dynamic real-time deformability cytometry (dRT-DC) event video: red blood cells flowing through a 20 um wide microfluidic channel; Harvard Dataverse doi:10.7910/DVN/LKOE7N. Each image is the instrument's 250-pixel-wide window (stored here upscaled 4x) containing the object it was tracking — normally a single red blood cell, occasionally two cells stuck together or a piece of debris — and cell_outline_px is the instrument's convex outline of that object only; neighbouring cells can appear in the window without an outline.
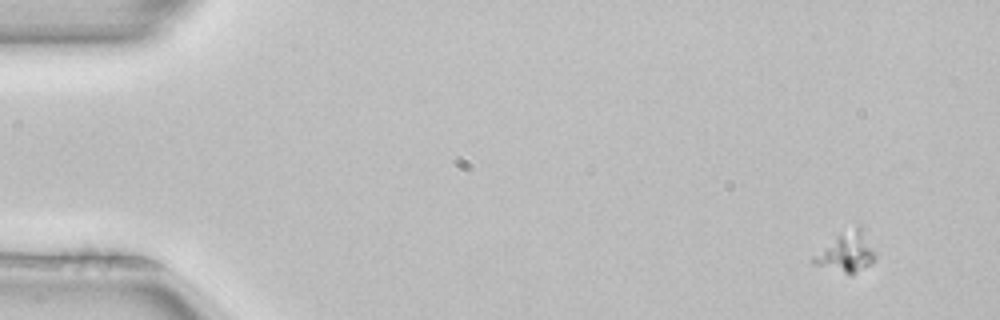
{"species": "common noctule bat (a hibernating species)", "species_latin": "Nyctalus noctula", "temperature_condition": "room temperature", "stored_images_in_passage": 4, "camera_frame_rate_fps": 3000, "um_per_image_px": 0.085, "animal": {"sex": "female", "body_mass_g": 22.7, "forearm_length_mm": 54.2}, "frame": {"image": 1, "passage_image": 1, "time_ms": 0.0, "image_size_px": [1000, 320], "cell_outline_px": [[876, 260], [852, 276], [848, 276], [816, 264], [812, 260], [812, 256], [836, 236], [856, 224], [860, 224], [876, 252]], "centroid_in_image_um": [72.0, 21.45], "position_along_channel_um": 13.0, "area_um2": 14.57}}
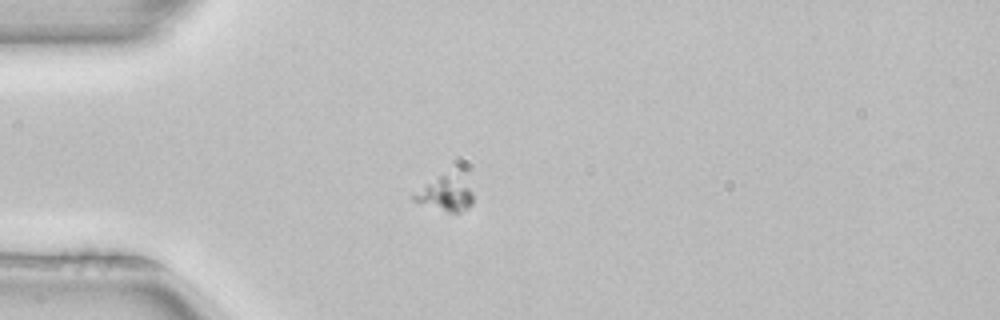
{"frame": {"image": 2, "passage_image": 3, "time_ms": 0.667, "image_size_px": [1000, 320], "cell_outline_px": [[472, 204], [468, 208], [460, 212], [448, 212], [420, 204], [412, 200], [412, 196], [428, 184], [440, 176], [460, 164], [464, 168], [472, 192]], "centroid_in_image_um": [38.01, 16.32], "position_along_channel_um": 47.0, "area_um2": 12.89}}
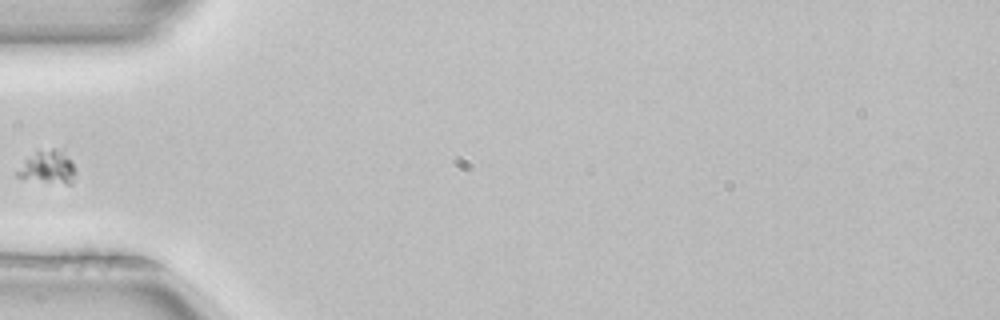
{"frame": {"image": 3, "passage_image": 4, "time_ms": 1.0, "image_size_px": [1000, 320], "cell_outline_px": [[76, 168], [72, 184], [68, 184], [16, 176], [12, 172], [36, 148], [56, 148], [72, 160]], "centroid_in_image_um": [4.02, 14.15], "position_along_channel_um": 81.0, "area_um2": 11.39}}